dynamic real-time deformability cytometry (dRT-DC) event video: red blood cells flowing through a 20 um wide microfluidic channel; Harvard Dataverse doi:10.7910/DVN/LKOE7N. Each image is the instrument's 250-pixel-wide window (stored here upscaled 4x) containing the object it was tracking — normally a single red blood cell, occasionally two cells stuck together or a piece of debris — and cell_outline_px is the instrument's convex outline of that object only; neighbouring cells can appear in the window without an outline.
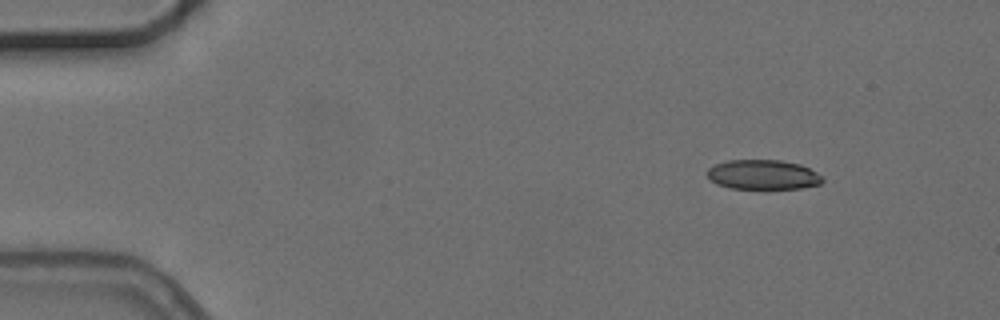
{"species": "common noctule bat (a hibernating species)", "species_latin": "Nyctalus noctula", "temperature_condition": "cold", "stored_images_in_passage": 3, "camera_frame_rate_fps": 3000, "um_per_image_px": 0.085, "animal": {"sex": "female", "body_mass_g": 24.6, "forearm_length_mm": 56.2}, "frame": {"image": 1, "passage_image": 1, "time_ms": 0.0, "image_size_px": [1000, 320], "cell_outline_px": [[824, 180], [820, 184], [800, 188], [732, 188], [716, 184], [708, 176], [708, 168], [716, 164], [728, 160], [780, 160], [800, 164], [824, 176]], "centroid_in_image_um": [64.88, 14.84], "position_along_channel_um": 20.1, "area_um2": 19.77}}
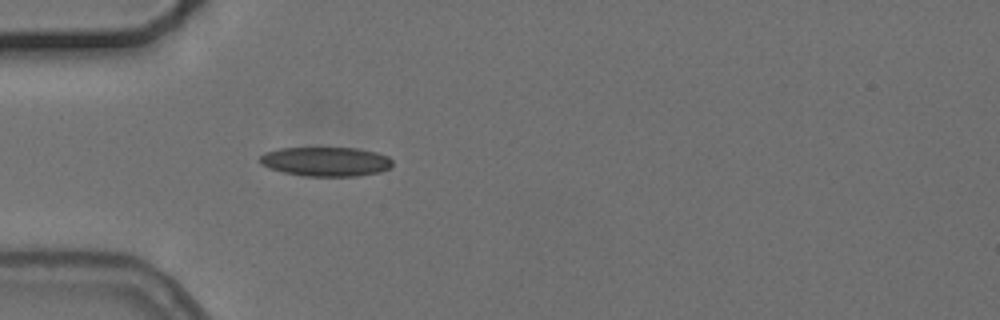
{"frame": {"image": 2, "passage_image": 3, "time_ms": 3.333, "image_size_px": [1000, 320], "cell_outline_px": [[392, 164], [388, 168], [380, 172], [356, 176], [304, 176], [284, 172], [268, 168], [260, 164], [260, 156], [264, 152], [280, 148], [356, 148], [376, 152], [388, 156], [392, 160]], "centroid_in_image_um": [27.67, 13.73], "position_along_channel_um": 57.3, "area_um2": 22.66}}